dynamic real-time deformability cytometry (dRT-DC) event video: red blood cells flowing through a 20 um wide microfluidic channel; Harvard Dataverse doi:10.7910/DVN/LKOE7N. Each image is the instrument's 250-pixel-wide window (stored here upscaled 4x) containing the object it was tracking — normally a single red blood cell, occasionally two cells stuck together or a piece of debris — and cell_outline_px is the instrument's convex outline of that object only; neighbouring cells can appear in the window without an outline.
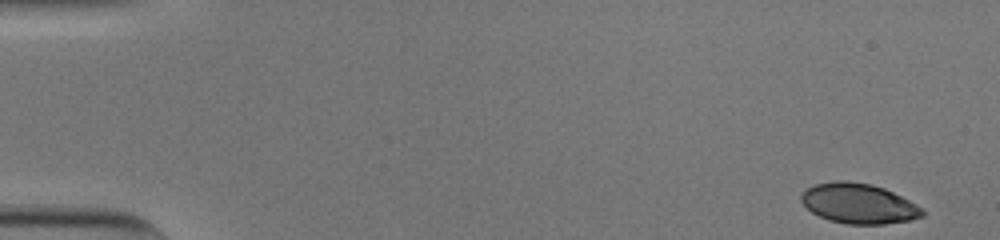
{"species": "human", "species_latin": "Homo sapiens", "temperature_condition": "cold", "stored_images_in_passage": 52, "camera_frame_rate_fps": 3000, "um_per_image_px": 0.085, "donor": {"sex": "male"}, "frame": {"image": 1, "passage_image": 1, "time_ms": 0.0, "image_size_px": [1000, 240], "cell_outline_px": [[924, 216], [908, 220], [884, 224], [844, 224], [828, 220], [812, 212], [800, 200], [800, 196], [808, 188], [816, 184], [836, 180], [848, 180], [872, 184], [884, 188], [916, 204], [924, 212]], "centroid_in_image_um": [72.97, 17.3], "position_along_channel_um": 12.0, "area_um2": 28.15}}
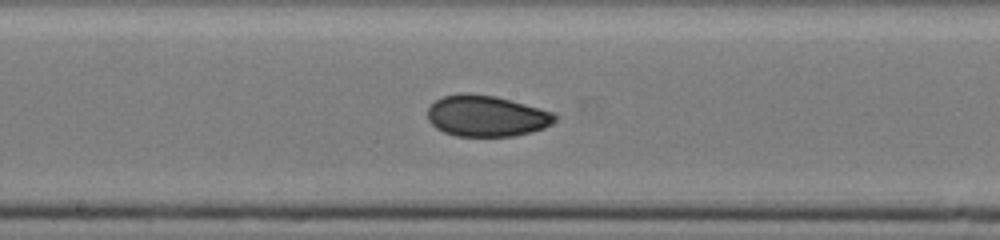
{"frame": {"image": 2, "passage_image": 28, "time_ms": 9.0, "image_size_px": [1000, 240], "cell_outline_px": [[556, 120], [552, 124], [544, 128], [532, 132], [512, 136], [456, 136], [444, 132], [436, 128], [428, 120], [428, 108], [436, 100], [444, 96], [464, 92], [496, 96], [556, 112]], "centroid_in_image_um": [41.38, 9.85], "position_along_channel_um": 206.8, "area_um2": 30.69}}
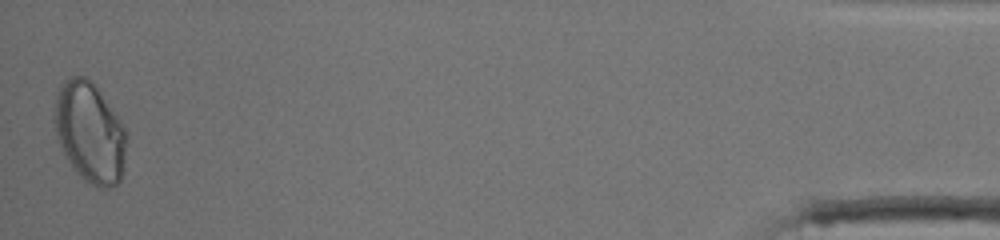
{"frame": {"image": 3, "passage_image": 52, "time_ms": 17.0, "image_size_px": [1000, 240], "cell_outline_px": [[128, 136], [120, 180], [112, 188], [100, 188], [84, 180], [76, 172], [68, 160], [60, 144], [56, 132], [56, 92], [60, 84], [64, 80], [72, 76], [84, 76], [92, 80], [96, 84], [120, 120]], "centroid_in_image_um": [7.66, 11.23], "position_along_channel_um": 427.5, "area_um2": 41.91}, "authors_computed_cell_mechanics": {"area_um2": 30.2872, "velocity_mm_per_s": 3.8171, "shape_relaxation_time_tau1_ms": 8.9113, "shape_relaxation_time_tau2_ms": 1.8015, "deformation_change_tau1": 0.1909, "deformation_change_tau2": 0.0469}}